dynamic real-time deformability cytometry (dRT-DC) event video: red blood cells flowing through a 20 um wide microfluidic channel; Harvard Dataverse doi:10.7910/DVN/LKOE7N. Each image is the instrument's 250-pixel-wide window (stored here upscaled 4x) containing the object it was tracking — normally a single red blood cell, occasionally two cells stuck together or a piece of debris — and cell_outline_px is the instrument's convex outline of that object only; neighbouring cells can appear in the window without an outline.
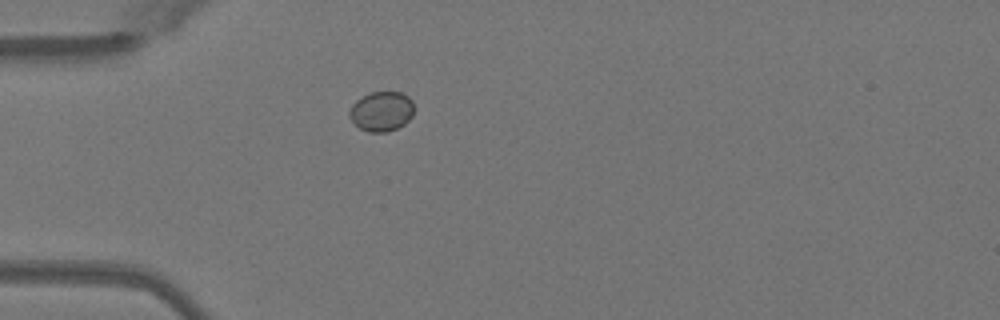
{"species": "Egyptian fruit bat (a non-hibernating species)", "species_latin": "Rousettus aegyptiacus", "temperature_condition": "warm", "stored_images_in_passage": 37, "camera_frame_rate_fps": 3000, "um_per_image_px": 0.085, "animal": {"sex": "female"}, "frame": {"image": 1, "passage_image": 1, "time_ms": 0.0, "image_size_px": [1000, 320], "cell_outline_px": [[412, 116], [404, 124], [388, 132], [368, 132], [360, 128], [348, 116], [348, 112], [352, 104], [356, 100], [372, 92], [400, 92], [408, 96], [412, 100]], "centroid_in_image_um": [32.41, 9.47], "position_along_channel_um": 52.6, "area_um2": 14.85}}
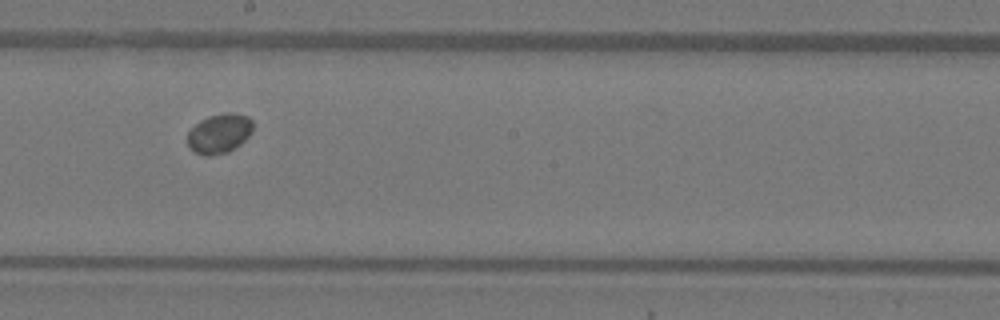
{"frame": {"image": 2, "passage_image": 15, "time_ms": 4.667, "image_size_px": [1000, 320], "cell_outline_px": [[252, 132], [240, 144], [228, 152], [212, 156], [204, 156], [188, 148], [188, 132], [200, 120], [208, 116], [224, 112], [232, 112], [248, 116], [252, 120]], "centroid_in_image_um": [18.64, 11.34], "position_along_channel_um": 229.6, "area_um2": 15.2}}
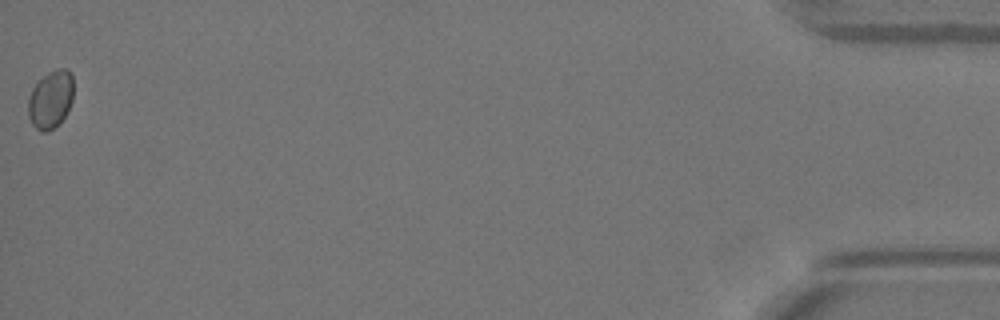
{"frame": {"image": 3, "passage_image": 37, "time_ms": 12.0, "image_size_px": [1000, 320], "cell_outline_px": [[72, 100], [68, 112], [52, 128], [44, 132], [40, 132], [32, 124], [28, 116], [28, 96], [32, 88], [48, 72], [56, 68], [68, 68], [72, 72]], "centroid_in_image_um": [4.3, 8.42], "position_along_channel_um": 430.9, "area_um2": 15.26}}